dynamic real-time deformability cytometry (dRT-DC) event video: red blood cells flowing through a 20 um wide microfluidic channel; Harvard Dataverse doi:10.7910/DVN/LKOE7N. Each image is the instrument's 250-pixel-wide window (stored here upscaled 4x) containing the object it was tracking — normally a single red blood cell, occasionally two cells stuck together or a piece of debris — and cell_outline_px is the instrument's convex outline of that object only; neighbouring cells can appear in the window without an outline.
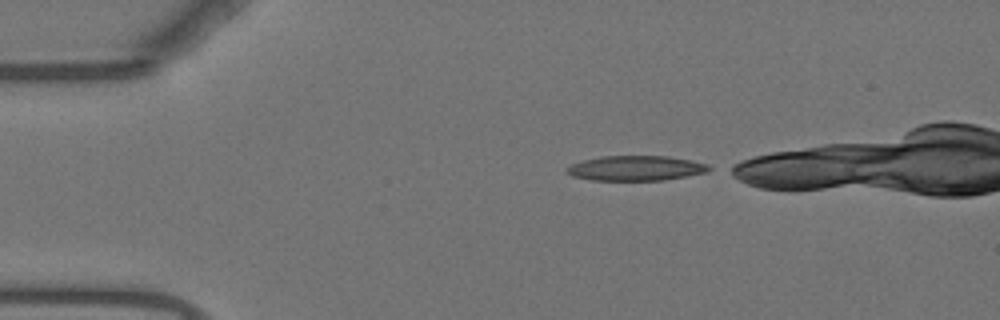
{"species": "Egyptian fruit bat (a non-hibernating species)", "species_latin": "Rousettus aegyptiacus", "temperature_condition": "warm", "stored_images_in_passage": 38, "camera_frame_rate_fps": 3000, "um_per_image_px": 0.085, "animal": {"sex": "female"}, "frame": {"image": 1, "passage_image": 1, "time_ms": 0.0, "image_size_px": [1000, 320], "cell_outline_px": [[716, 168], [708, 172], [664, 180], [592, 180], [572, 176], [564, 172], [564, 168], [572, 164], [584, 160], [600, 156], [668, 156], [692, 160], [708, 164]], "centroid_in_image_um": [54.08, 14.29], "position_along_channel_um": 30.9, "area_um2": 20.92}}
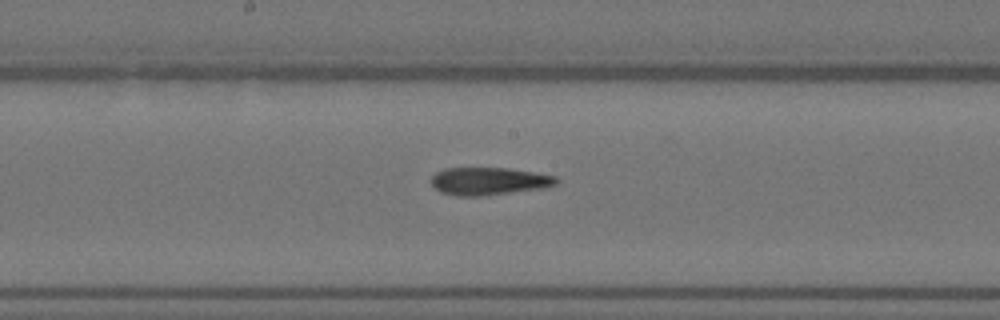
{"frame": {"image": 2, "passage_image": 19, "time_ms": 6.0, "image_size_px": [1000, 320], "cell_outline_px": [[560, 180], [556, 184], [548, 188], [480, 196], [456, 196], [440, 192], [432, 184], [432, 176], [436, 172], [444, 168], [508, 168], [556, 176]], "centroid_in_image_um": [41.59, 15.4], "position_along_channel_um": 206.6, "area_um2": 20.29}}
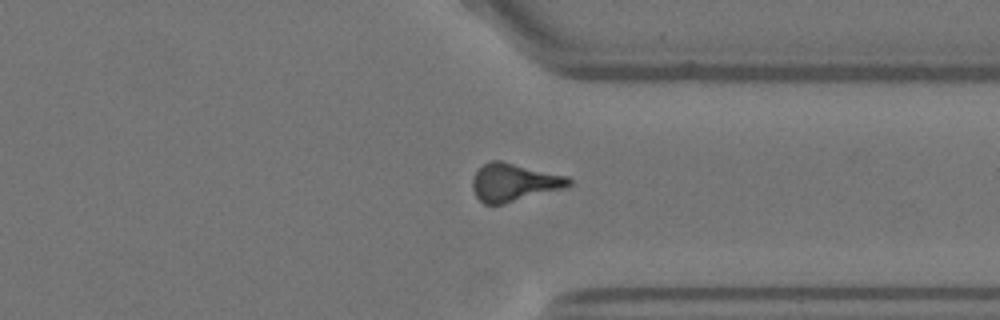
{"frame": {"image": 3, "passage_image": 32, "time_ms": 10.333, "image_size_px": [1000, 320], "cell_outline_px": [[572, 184], [564, 188], [504, 204], [484, 204], [476, 196], [472, 188], [472, 180], [476, 172], [484, 164], [492, 160], [500, 160], [568, 176], [572, 180]], "centroid_in_image_um": [43.7, 15.5], "position_along_channel_um": 367.7, "area_um2": 21.21}}